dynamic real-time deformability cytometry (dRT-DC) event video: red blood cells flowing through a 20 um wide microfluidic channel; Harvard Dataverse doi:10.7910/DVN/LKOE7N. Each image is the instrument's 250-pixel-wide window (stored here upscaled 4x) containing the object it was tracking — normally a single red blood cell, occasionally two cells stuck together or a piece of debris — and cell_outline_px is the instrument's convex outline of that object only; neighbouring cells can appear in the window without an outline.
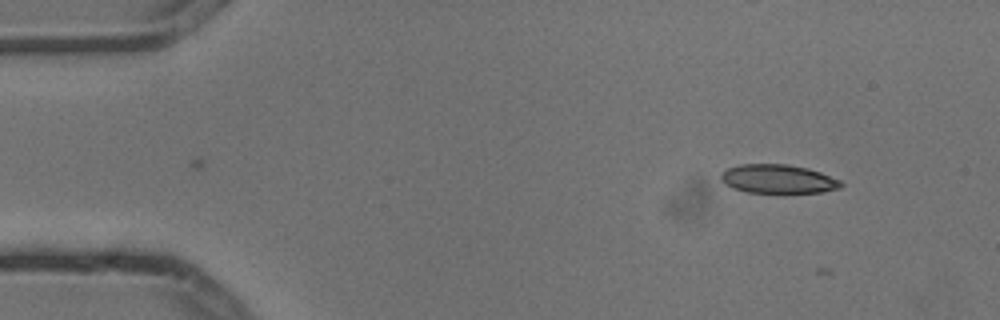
{"species": "common noctule bat (a hibernating species)", "species_latin": "Nyctalus noctula", "temperature_condition": "cold", "stored_images_in_passage": 5, "camera_frame_rate_fps": 3000, "um_per_image_px": 0.085, "animal": {"sex": "male", "body_mass_g": 13.3}, "frame": {"image": 1, "passage_image": 2, "time_ms": 0.333, "image_size_px": [1000, 320], "cell_outline_px": [[844, 184], [840, 188], [820, 192], [748, 192], [732, 188], [724, 184], [720, 180], [720, 172], [728, 168], [740, 164], [788, 164], [808, 168], [820, 172], [840, 180]], "centroid_in_image_um": [66.1, 15.2], "position_along_channel_um": 18.9, "area_um2": 20.17}}